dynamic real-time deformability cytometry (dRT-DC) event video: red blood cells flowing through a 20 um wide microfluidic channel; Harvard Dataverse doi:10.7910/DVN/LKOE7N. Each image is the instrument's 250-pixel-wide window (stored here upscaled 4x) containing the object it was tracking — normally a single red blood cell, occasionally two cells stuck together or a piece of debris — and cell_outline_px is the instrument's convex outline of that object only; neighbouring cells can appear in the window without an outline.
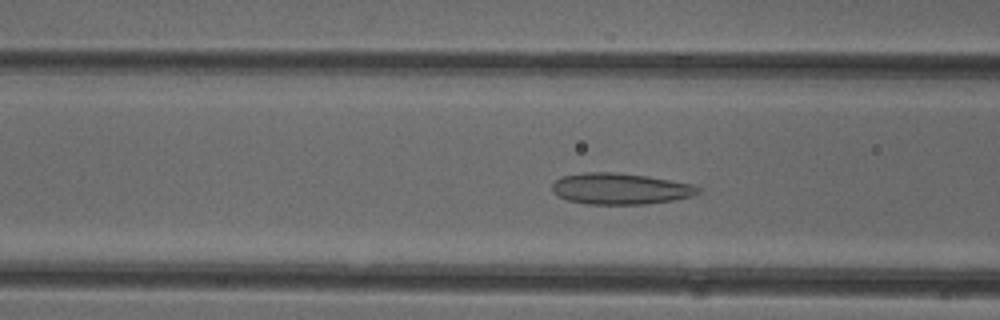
{"species": "common noctule bat (a hibernating species)", "species_latin": "Nyctalus noctula", "temperature_condition": "cold", "stored_images_in_passage": 47, "camera_frame_rate_fps": 3000, "um_per_image_px": 0.085, "animal": {"sex": "female"}, "frame": {"image": 1, "passage_image": 14, "time_ms": 4.333, "image_size_px": [1000, 320], "cell_outline_px": [[700, 192], [692, 196], [672, 200], [644, 204], [588, 204], [568, 200], [552, 192], [552, 184], [560, 176], [584, 172], [616, 172], [648, 176], [692, 184], [700, 188]], "centroid_in_image_um": [52.7, 16.03], "position_along_channel_um": 113.9, "area_um2": 26.53}}
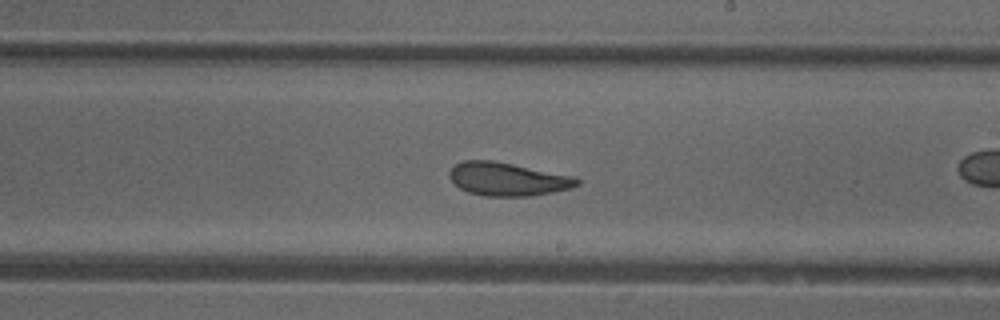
{"frame": {"image": 2, "passage_image": 24, "time_ms": 7.667, "image_size_px": [1000, 320], "cell_outline_px": [[580, 184], [572, 188], [532, 196], [484, 196], [468, 192], [460, 188], [448, 176], [448, 172], [460, 160], [492, 160], [572, 176], [580, 180]], "centroid_in_image_um": [43.12, 15.23], "position_along_channel_um": 245.9, "area_um2": 24.62}}
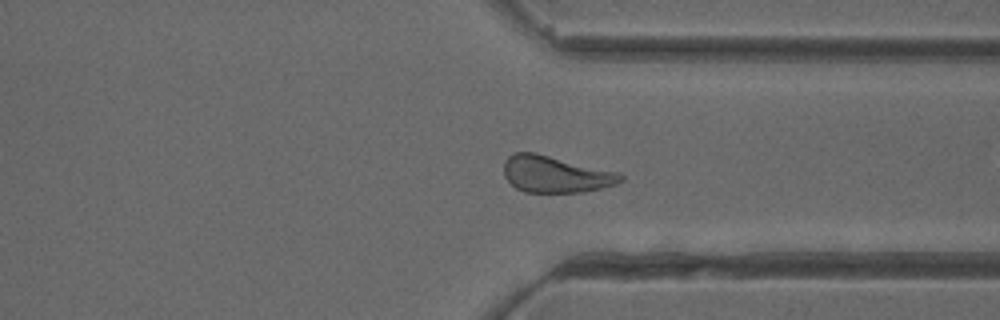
{"frame": {"image": 3, "passage_image": 33, "time_ms": 10.667, "image_size_px": [1000, 320], "cell_outline_px": [[624, 180], [616, 184], [584, 192], [524, 192], [516, 188], [504, 176], [504, 160], [508, 156], [516, 152], [536, 152], [620, 172], [624, 176]], "centroid_in_image_um": [47.24, 14.8], "position_along_channel_um": 364.2, "area_um2": 25.2}, "authors_computed_cell_mechanics": {"area_um2": 25.4898, "velocity_mm_per_s": 3.9616, "shape_relaxation_time_tau1_ms": null, "shape_relaxation_time_tau2_ms": 1.7197, "deformation_change_tau1": null, "deformation_change_tau2": 0.0866}}